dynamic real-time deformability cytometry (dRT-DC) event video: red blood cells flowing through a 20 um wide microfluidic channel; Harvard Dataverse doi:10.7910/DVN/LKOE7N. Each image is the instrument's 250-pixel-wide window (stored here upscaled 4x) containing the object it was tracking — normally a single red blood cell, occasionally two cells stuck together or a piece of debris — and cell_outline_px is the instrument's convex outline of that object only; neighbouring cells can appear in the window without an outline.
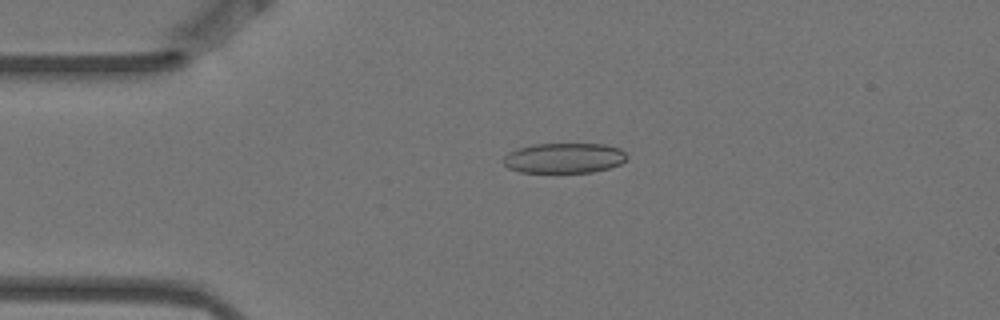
{"species": "Egyptian fruit bat (a non-hibernating species)", "species_latin": "Rousettus aegyptiacus", "temperature_condition": "warm", "stored_images_in_passage": 5, "camera_frame_rate_fps": 3000, "um_per_image_px": 0.085, "animal": {"sex": "female"}, "frame": {"image": 1, "passage_image": 4, "time_ms": 1.0, "image_size_px": [1000, 320], "cell_outline_px": [[628, 156], [620, 164], [608, 168], [592, 172], [520, 172], [508, 168], [500, 160], [508, 152], [516, 148], [532, 144], [604, 144], [620, 148]], "centroid_in_image_um": [47.9, 13.43], "position_along_channel_um": 37.1, "area_um2": 21.85}}